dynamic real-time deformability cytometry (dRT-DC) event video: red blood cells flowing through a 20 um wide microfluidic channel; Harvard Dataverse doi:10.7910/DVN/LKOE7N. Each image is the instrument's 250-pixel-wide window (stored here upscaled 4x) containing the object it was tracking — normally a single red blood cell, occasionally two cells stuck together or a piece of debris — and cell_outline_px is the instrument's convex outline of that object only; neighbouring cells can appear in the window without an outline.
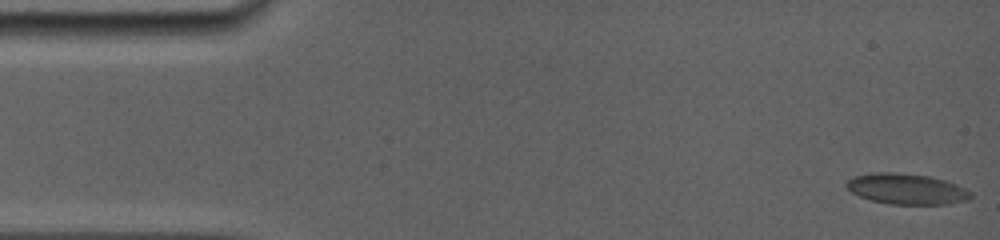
{"species": "common noctule bat (a hibernating species)", "species_latin": "Nyctalus noctula", "temperature_condition": "room temperature", "stored_images_in_passage": 42, "camera_frame_rate_fps": 5000, "um_per_image_px": 0.085, "animal": {"sex": "female", "body_mass_g": 19.0, "forearm_length_mm": 56.7}, "frame": {"image": 1, "passage_image": 1, "time_ms": 0.0, "image_size_px": [1000, 240], "cell_outline_px": [[972, 196], [968, 200], [948, 204], [888, 204], [872, 200], [860, 196], [852, 192], [844, 184], [852, 176], [876, 172], [896, 172], [932, 176], [956, 184], [972, 192]], "centroid_in_image_um": [77.07, 16.05], "position_along_channel_um": 7.9, "area_um2": 22.31}}
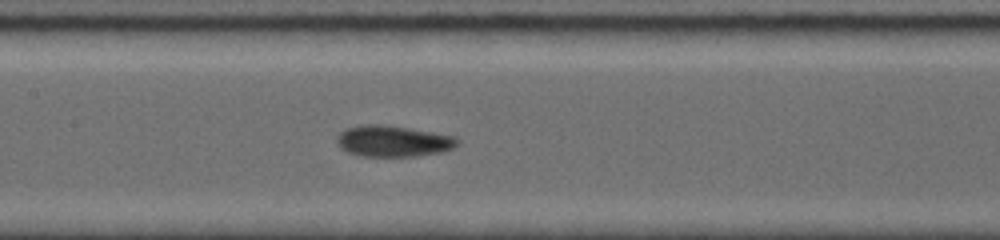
{"frame": {"image": 2, "passage_image": 19, "time_ms": 7.4, "image_size_px": [1000, 240], "cell_outline_px": [[460, 140], [452, 148], [440, 152], [416, 156], [360, 156], [348, 152], [340, 148], [336, 140], [336, 136], [340, 132], [348, 128], [360, 124], [384, 124], [432, 132], [452, 136]], "centroid_in_image_um": [33.35, 11.99], "position_along_channel_um": 174.0, "area_um2": 21.79}}
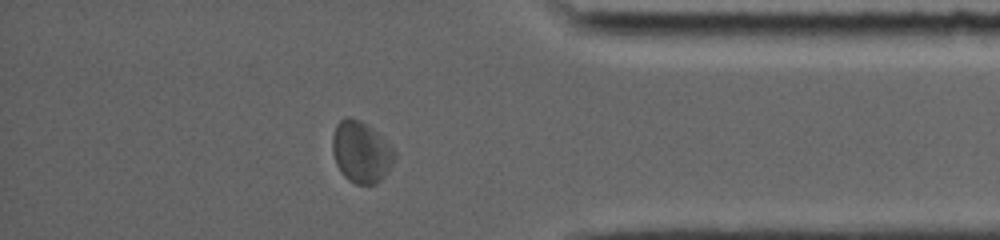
{"frame": {"image": 3, "passage_image": 36, "time_ms": 13.6, "image_size_px": [1000, 240], "cell_outline_px": [[396, 156], [392, 164], [384, 176], [376, 184], [356, 184], [348, 180], [340, 172], [336, 164], [332, 152], [332, 136], [336, 124], [344, 116], [348, 116], [360, 120], [372, 128], [396, 152]], "centroid_in_image_um": [30.66, 12.91], "position_along_channel_um": 404.5, "area_um2": 22.25}, "authors_computed_cell_mechanics": {"area_um2": 21.0681, "velocity_mm_per_s": 3.8692, "shape_relaxation_time_tau1_ms": null, "shape_relaxation_time_tau2_ms": 1.8724, "deformation_change_tau1": null, "deformation_change_tau2": 0.0558}}